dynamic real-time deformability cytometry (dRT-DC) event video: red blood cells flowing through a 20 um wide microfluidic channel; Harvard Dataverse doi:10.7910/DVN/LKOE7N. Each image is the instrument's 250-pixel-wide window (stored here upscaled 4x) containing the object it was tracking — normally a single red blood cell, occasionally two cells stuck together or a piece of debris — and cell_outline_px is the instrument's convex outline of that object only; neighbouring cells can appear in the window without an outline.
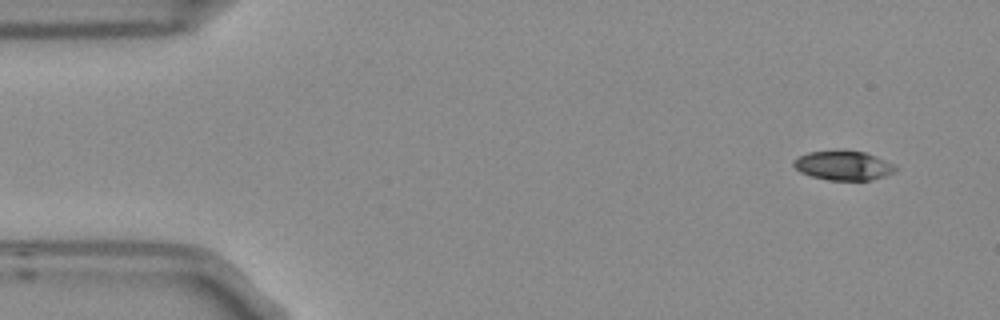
{"species": "Egyptian fruit bat (a non-hibernating species)", "species_latin": "Rousettus aegyptiacus", "temperature_condition": "room temperature", "stored_images_in_passage": 5, "camera_frame_rate_fps": 3000, "um_per_image_px": 0.085, "frame": {"image": 1, "passage_image": 1, "time_ms": 0.0, "image_size_px": [1000, 320], "cell_outline_px": [[896, 172], [872, 180], [828, 180], [812, 176], [800, 172], [792, 164], [792, 160], [796, 156], [808, 152], [864, 152], [892, 164], [896, 168]], "centroid_in_image_um": [71.63, 14.1], "position_along_channel_um": 13.4, "area_um2": 16.94}}
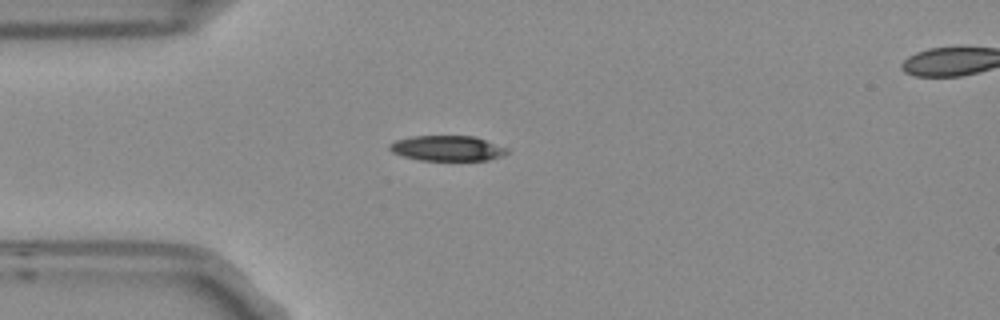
{"frame": {"image": 2, "passage_image": 3, "time_ms": 0.667, "image_size_px": [1000, 320], "cell_outline_px": [[508, 152], [500, 156], [488, 160], [420, 160], [404, 156], [392, 152], [388, 148], [388, 144], [396, 140], [412, 136], [476, 136], [508, 148]], "centroid_in_image_um": [38.01, 12.59], "position_along_channel_um": 47.0, "area_um2": 17.28}}